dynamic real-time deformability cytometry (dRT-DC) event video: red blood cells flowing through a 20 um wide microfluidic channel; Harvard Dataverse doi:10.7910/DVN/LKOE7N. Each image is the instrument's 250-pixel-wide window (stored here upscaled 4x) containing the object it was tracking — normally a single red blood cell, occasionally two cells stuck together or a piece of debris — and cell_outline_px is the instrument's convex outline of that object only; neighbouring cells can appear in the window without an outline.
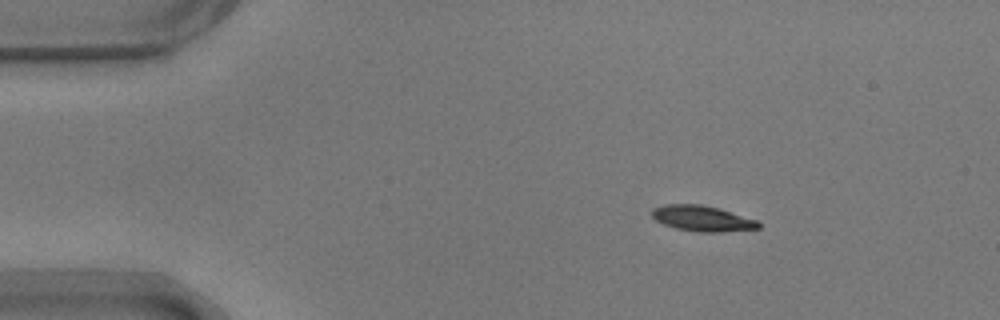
{"species": "common noctule bat (a hibernating species)", "species_latin": "Nyctalus noctula", "temperature_condition": "warm", "stored_images_in_passage": 10, "camera_frame_rate_fps": 3000, "um_per_image_px": 0.085, "animal": {"sex": "male", "body_mass_g": 17.9}, "frame": {"image": 1, "passage_image": 1, "time_ms": 0.0, "image_size_px": [1000, 320], "cell_outline_px": [[760, 228], [720, 232], [696, 232], [676, 228], [664, 224], [656, 220], [652, 216], [652, 208], [664, 204], [700, 204], [716, 208], [756, 220], [760, 224]], "centroid_in_image_um": [59.64, 18.57], "position_along_channel_um": 25.4, "area_um2": 15.66}}
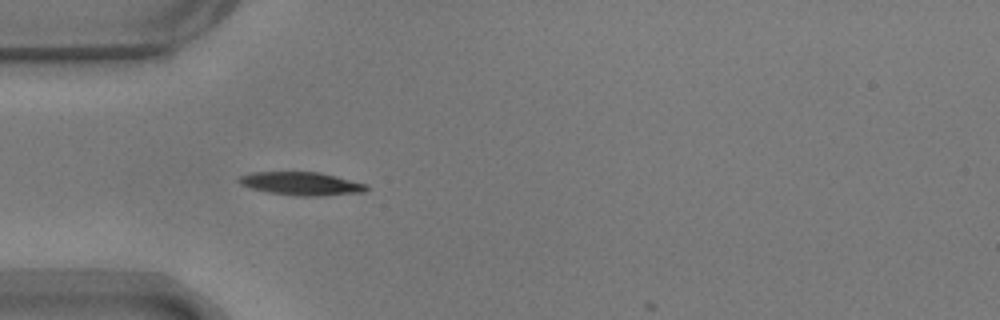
{"frame": {"image": 2, "passage_image": 9, "time_ms": 2.667, "image_size_px": [1000, 320], "cell_outline_px": [[368, 188], [364, 192], [324, 196], [296, 196], [268, 192], [252, 188], [240, 184], [236, 180], [240, 176], [252, 172], [320, 172], [368, 184]], "centroid_in_image_um": [25.63, 15.61], "position_along_channel_um": 59.4, "area_um2": 17.34}}